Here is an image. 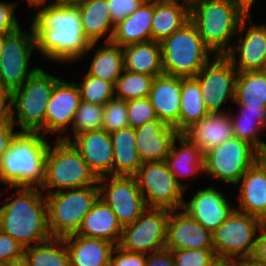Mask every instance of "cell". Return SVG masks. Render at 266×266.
I'll return each instance as SVG.
<instances>
[{
	"instance_id": "6da1fadb",
	"label": "cell",
	"mask_w": 266,
	"mask_h": 266,
	"mask_svg": "<svg viewBox=\"0 0 266 266\" xmlns=\"http://www.w3.org/2000/svg\"><path fill=\"white\" fill-rule=\"evenodd\" d=\"M40 2L43 6L32 19L36 49L41 56L57 62H73L83 58L97 43L84 35L81 16L76 4Z\"/></svg>"
},
{
	"instance_id": "7a4b0ae2",
	"label": "cell",
	"mask_w": 266,
	"mask_h": 266,
	"mask_svg": "<svg viewBox=\"0 0 266 266\" xmlns=\"http://www.w3.org/2000/svg\"><path fill=\"white\" fill-rule=\"evenodd\" d=\"M250 10L238 0H197L190 5V21L214 55H227L231 38L243 32Z\"/></svg>"
},
{
	"instance_id": "3957f363",
	"label": "cell",
	"mask_w": 266,
	"mask_h": 266,
	"mask_svg": "<svg viewBox=\"0 0 266 266\" xmlns=\"http://www.w3.org/2000/svg\"><path fill=\"white\" fill-rule=\"evenodd\" d=\"M17 189L0 206V231L26 249L32 246V242L36 245L51 238L47 226V205L39 187Z\"/></svg>"
},
{
	"instance_id": "277c9868",
	"label": "cell",
	"mask_w": 266,
	"mask_h": 266,
	"mask_svg": "<svg viewBox=\"0 0 266 266\" xmlns=\"http://www.w3.org/2000/svg\"><path fill=\"white\" fill-rule=\"evenodd\" d=\"M48 146L40 132H18L0 159V182L11 188L40 187Z\"/></svg>"
},
{
	"instance_id": "5b68a950",
	"label": "cell",
	"mask_w": 266,
	"mask_h": 266,
	"mask_svg": "<svg viewBox=\"0 0 266 266\" xmlns=\"http://www.w3.org/2000/svg\"><path fill=\"white\" fill-rule=\"evenodd\" d=\"M60 79L39 67L19 88L11 92V122L19 125V132H40L45 136L46 107Z\"/></svg>"
},
{
	"instance_id": "8992f818",
	"label": "cell",
	"mask_w": 266,
	"mask_h": 266,
	"mask_svg": "<svg viewBox=\"0 0 266 266\" xmlns=\"http://www.w3.org/2000/svg\"><path fill=\"white\" fill-rule=\"evenodd\" d=\"M51 146L49 143L44 179L39 187L42 192L50 194L98 184V178L71 142L56 139L54 147Z\"/></svg>"
},
{
	"instance_id": "52a82bcc",
	"label": "cell",
	"mask_w": 266,
	"mask_h": 266,
	"mask_svg": "<svg viewBox=\"0 0 266 266\" xmlns=\"http://www.w3.org/2000/svg\"><path fill=\"white\" fill-rule=\"evenodd\" d=\"M160 45L166 75L194 77L215 56L191 21L163 39Z\"/></svg>"
},
{
	"instance_id": "ba28073f",
	"label": "cell",
	"mask_w": 266,
	"mask_h": 266,
	"mask_svg": "<svg viewBox=\"0 0 266 266\" xmlns=\"http://www.w3.org/2000/svg\"><path fill=\"white\" fill-rule=\"evenodd\" d=\"M98 197V184L46 194L47 226L50 236L63 238L76 234L83 218Z\"/></svg>"
},
{
	"instance_id": "9c48e42d",
	"label": "cell",
	"mask_w": 266,
	"mask_h": 266,
	"mask_svg": "<svg viewBox=\"0 0 266 266\" xmlns=\"http://www.w3.org/2000/svg\"><path fill=\"white\" fill-rule=\"evenodd\" d=\"M262 223L260 218L235 209L212 233L216 257L250 261L255 251L257 232Z\"/></svg>"
},
{
	"instance_id": "30bf717a",
	"label": "cell",
	"mask_w": 266,
	"mask_h": 266,
	"mask_svg": "<svg viewBox=\"0 0 266 266\" xmlns=\"http://www.w3.org/2000/svg\"><path fill=\"white\" fill-rule=\"evenodd\" d=\"M134 177L146 207L182 209L185 189L177 182L165 161L142 163Z\"/></svg>"
},
{
	"instance_id": "8fae6325",
	"label": "cell",
	"mask_w": 266,
	"mask_h": 266,
	"mask_svg": "<svg viewBox=\"0 0 266 266\" xmlns=\"http://www.w3.org/2000/svg\"><path fill=\"white\" fill-rule=\"evenodd\" d=\"M257 149L250 143L232 137L204 154V171L211 178L236 185L255 163Z\"/></svg>"
},
{
	"instance_id": "7c38bea8",
	"label": "cell",
	"mask_w": 266,
	"mask_h": 266,
	"mask_svg": "<svg viewBox=\"0 0 266 266\" xmlns=\"http://www.w3.org/2000/svg\"><path fill=\"white\" fill-rule=\"evenodd\" d=\"M30 34L22 28L10 33L5 38L0 55V88L13 92L19 88L39 67L30 68V57L36 41L33 28Z\"/></svg>"
},
{
	"instance_id": "4fadbf2b",
	"label": "cell",
	"mask_w": 266,
	"mask_h": 266,
	"mask_svg": "<svg viewBox=\"0 0 266 266\" xmlns=\"http://www.w3.org/2000/svg\"><path fill=\"white\" fill-rule=\"evenodd\" d=\"M169 210L148 208L129 225L122 228L118 246L128 252L149 254L166 245Z\"/></svg>"
},
{
	"instance_id": "5bb4252c",
	"label": "cell",
	"mask_w": 266,
	"mask_h": 266,
	"mask_svg": "<svg viewBox=\"0 0 266 266\" xmlns=\"http://www.w3.org/2000/svg\"><path fill=\"white\" fill-rule=\"evenodd\" d=\"M238 71L225 55H215L195 76L209 113H224V102L235 97Z\"/></svg>"
},
{
	"instance_id": "9a60e30c",
	"label": "cell",
	"mask_w": 266,
	"mask_h": 266,
	"mask_svg": "<svg viewBox=\"0 0 266 266\" xmlns=\"http://www.w3.org/2000/svg\"><path fill=\"white\" fill-rule=\"evenodd\" d=\"M98 186L99 197L110 206L122 228L132 224L146 209L134 176L100 177Z\"/></svg>"
},
{
	"instance_id": "2e32d148",
	"label": "cell",
	"mask_w": 266,
	"mask_h": 266,
	"mask_svg": "<svg viewBox=\"0 0 266 266\" xmlns=\"http://www.w3.org/2000/svg\"><path fill=\"white\" fill-rule=\"evenodd\" d=\"M81 102L80 91L74 82H66L60 79L53 88L45 113L46 133L60 132L56 139L70 142L71 137L67 126H72L75 113Z\"/></svg>"
},
{
	"instance_id": "e0dca14e",
	"label": "cell",
	"mask_w": 266,
	"mask_h": 266,
	"mask_svg": "<svg viewBox=\"0 0 266 266\" xmlns=\"http://www.w3.org/2000/svg\"><path fill=\"white\" fill-rule=\"evenodd\" d=\"M216 187L198 189L182 209L206 230L213 233L236 209Z\"/></svg>"
},
{
	"instance_id": "ac0fdd59",
	"label": "cell",
	"mask_w": 266,
	"mask_h": 266,
	"mask_svg": "<svg viewBox=\"0 0 266 266\" xmlns=\"http://www.w3.org/2000/svg\"><path fill=\"white\" fill-rule=\"evenodd\" d=\"M177 211L169 210L165 247L170 250L214 249L212 233L183 209Z\"/></svg>"
},
{
	"instance_id": "d6986e66",
	"label": "cell",
	"mask_w": 266,
	"mask_h": 266,
	"mask_svg": "<svg viewBox=\"0 0 266 266\" xmlns=\"http://www.w3.org/2000/svg\"><path fill=\"white\" fill-rule=\"evenodd\" d=\"M73 140L70 142L97 178L113 176V146L110 133L103 129L87 131L75 136Z\"/></svg>"
},
{
	"instance_id": "ffe728a7",
	"label": "cell",
	"mask_w": 266,
	"mask_h": 266,
	"mask_svg": "<svg viewBox=\"0 0 266 266\" xmlns=\"http://www.w3.org/2000/svg\"><path fill=\"white\" fill-rule=\"evenodd\" d=\"M177 130L160 119H154L135 128L136 149L142 163L165 161Z\"/></svg>"
},
{
	"instance_id": "44dd1931",
	"label": "cell",
	"mask_w": 266,
	"mask_h": 266,
	"mask_svg": "<svg viewBox=\"0 0 266 266\" xmlns=\"http://www.w3.org/2000/svg\"><path fill=\"white\" fill-rule=\"evenodd\" d=\"M249 26L244 36L238 34V42L235 40L231 50L225 55L238 72L261 71L266 56V25Z\"/></svg>"
},
{
	"instance_id": "7402d4cb",
	"label": "cell",
	"mask_w": 266,
	"mask_h": 266,
	"mask_svg": "<svg viewBox=\"0 0 266 266\" xmlns=\"http://www.w3.org/2000/svg\"><path fill=\"white\" fill-rule=\"evenodd\" d=\"M149 99L158 119L178 132L181 77L166 74L156 76L152 82Z\"/></svg>"
},
{
	"instance_id": "603a6c76",
	"label": "cell",
	"mask_w": 266,
	"mask_h": 266,
	"mask_svg": "<svg viewBox=\"0 0 266 266\" xmlns=\"http://www.w3.org/2000/svg\"><path fill=\"white\" fill-rule=\"evenodd\" d=\"M184 134L205 154L234 137L231 116L227 112L209 113Z\"/></svg>"
},
{
	"instance_id": "cb8c5ba5",
	"label": "cell",
	"mask_w": 266,
	"mask_h": 266,
	"mask_svg": "<svg viewBox=\"0 0 266 266\" xmlns=\"http://www.w3.org/2000/svg\"><path fill=\"white\" fill-rule=\"evenodd\" d=\"M70 266H109L115 245L107 240L71 234L63 237Z\"/></svg>"
},
{
	"instance_id": "d4e9b609",
	"label": "cell",
	"mask_w": 266,
	"mask_h": 266,
	"mask_svg": "<svg viewBox=\"0 0 266 266\" xmlns=\"http://www.w3.org/2000/svg\"><path fill=\"white\" fill-rule=\"evenodd\" d=\"M76 234L104 239L118 246L122 226L110 206L101 197H98L91 210L83 218L81 227Z\"/></svg>"
},
{
	"instance_id": "484cf974",
	"label": "cell",
	"mask_w": 266,
	"mask_h": 266,
	"mask_svg": "<svg viewBox=\"0 0 266 266\" xmlns=\"http://www.w3.org/2000/svg\"><path fill=\"white\" fill-rule=\"evenodd\" d=\"M154 2L144 1L131 15L115 25L111 42L121 47L152 40Z\"/></svg>"
},
{
	"instance_id": "4316f807",
	"label": "cell",
	"mask_w": 266,
	"mask_h": 266,
	"mask_svg": "<svg viewBox=\"0 0 266 266\" xmlns=\"http://www.w3.org/2000/svg\"><path fill=\"white\" fill-rule=\"evenodd\" d=\"M237 185L239 189V209L248 215L266 221V177L254 164L240 178Z\"/></svg>"
},
{
	"instance_id": "83f0119b",
	"label": "cell",
	"mask_w": 266,
	"mask_h": 266,
	"mask_svg": "<svg viewBox=\"0 0 266 266\" xmlns=\"http://www.w3.org/2000/svg\"><path fill=\"white\" fill-rule=\"evenodd\" d=\"M176 141L180 147L176 148ZM165 162L177 182L184 188L179 178L192 176L204 171V154L199 146L194 144L185 134H179L171 145L169 155Z\"/></svg>"
},
{
	"instance_id": "f1b7e54d",
	"label": "cell",
	"mask_w": 266,
	"mask_h": 266,
	"mask_svg": "<svg viewBox=\"0 0 266 266\" xmlns=\"http://www.w3.org/2000/svg\"><path fill=\"white\" fill-rule=\"evenodd\" d=\"M81 16L84 35L90 43H98L106 36L105 42H111L114 28L107 0H81L75 3Z\"/></svg>"
},
{
	"instance_id": "f546056e",
	"label": "cell",
	"mask_w": 266,
	"mask_h": 266,
	"mask_svg": "<svg viewBox=\"0 0 266 266\" xmlns=\"http://www.w3.org/2000/svg\"><path fill=\"white\" fill-rule=\"evenodd\" d=\"M178 0L154 2L152 40L161 42L190 21V5Z\"/></svg>"
},
{
	"instance_id": "4dcf8cb0",
	"label": "cell",
	"mask_w": 266,
	"mask_h": 266,
	"mask_svg": "<svg viewBox=\"0 0 266 266\" xmlns=\"http://www.w3.org/2000/svg\"><path fill=\"white\" fill-rule=\"evenodd\" d=\"M113 146V176H134L142 165L136 149L135 128L110 133Z\"/></svg>"
},
{
	"instance_id": "1f68e13d",
	"label": "cell",
	"mask_w": 266,
	"mask_h": 266,
	"mask_svg": "<svg viewBox=\"0 0 266 266\" xmlns=\"http://www.w3.org/2000/svg\"><path fill=\"white\" fill-rule=\"evenodd\" d=\"M124 70L149 76L163 74L161 45L157 41H147L122 47Z\"/></svg>"
},
{
	"instance_id": "d6a6232c",
	"label": "cell",
	"mask_w": 266,
	"mask_h": 266,
	"mask_svg": "<svg viewBox=\"0 0 266 266\" xmlns=\"http://www.w3.org/2000/svg\"><path fill=\"white\" fill-rule=\"evenodd\" d=\"M207 114H209V111L203 100L201 87L198 81L194 77H181L178 133L184 134Z\"/></svg>"
},
{
	"instance_id": "836d02e7",
	"label": "cell",
	"mask_w": 266,
	"mask_h": 266,
	"mask_svg": "<svg viewBox=\"0 0 266 266\" xmlns=\"http://www.w3.org/2000/svg\"><path fill=\"white\" fill-rule=\"evenodd\" d=\"M238 106L240 114L230 113L234 137L250 143L258 151L266 149V142L258 136L260 130L266 128V107Z\"/></svg>"
},
{
	"instance_id": "e575fe53",
	"label": "cell",
	"mask_w": 266,
	"mask_h": 266,
	"mask_svg": "<svg viewBox=\"0 0 266 266\" xmlns=\"http://www.w3.org/2000/svg\"><path fill=\"white\" fill-rule=\"evenodd\" d=\"M124 71V53L121 46L105 42L99 46L89 66L88 74L115 85Z\"/></svg>"
},
{
	"instance_id": "d590c367",
	"label": "cell",
	"mask_w": 266,
	"mask_h": 266,
	"mask_svg": "<svg viewBox=\"0 0 266 266\" xmlns=\"http://www.w3.org/2000/svg\"><path fill=\"white\" fill-rule=\"evenodd\" d=\"M234 103L248 107H266V73L238 72Z\"/></svg>"
},
{
	"instance_id": "8d00e7d4",
	"label": "cell",
	"mask_w": 266,
	"mask_h": 266,
	"mask_svg": "<svg viewBox=\"0 0 266 266\" xmlns=\"http://www.w3.org/2000/svg\"><path fill=\"white\" fill-rule=\"evenodd\" d=\"M30 266H70L69 253L63 238L47 241L24 249L23 255Z\"/></svg>"
},
{
	"instance_id": "74e56055",
	"label": "cell",
	"mask_w": 266,
	"mask_h": 266,
	"mask_svg": "<svg viewBox=\"0 0 266 266\" xmlns=\"http://www.w3.org/2000/svg\"><path fill=\"white\" fill-rule=\"evenodd\" d=\"M155 77L124 70L114 85L115 97L130 101L149 97Z\"/></svg>"
},
{
	"instance_id": "f35d334b",
	"label": "cell",
	"mask_w": 266,
	"mask_h": 266,
	"mask_svg": "<svg viewBox=\"0 0 266 266\" xmlns=\"http://www.w3.org/2000/svg\"><path fill=\"white\" fill-rule=\"evenodd\" d=\"M82 79V82L76 83L82 101L104 106L115 97L114 84L98 77H93L88 73H85Z\"/></svg>"
},
{
	"instance_id": "ab89813d",
	"label": "cell",
	"mask_w": 266,
	"mask_h": 266,
	"mask_svg": "<svg viewBox=\"0 0 266 266\" xmlns=\"http://www.w3.org/2000/svg\"><path fill=\"white\" fill-rule=\"evenodd\" d=\"M103 124V105L87 103L81 100L75 113L71 131L75 137L87 131L101 130Z\"/></svg>"
},
{
	"instance_id": "60d3db41",
	"label": "cell",
	"mask_w": 266,
	"mask_h": 266,
	"mask_svg": "<svg viewBox=\"0 0 266 266\" xmlns=\"http://www.w3.org/2000/svg\"><path fill=\"white\" fill-rule=\"evenodd\" d=\"M128 126L127 101L113 97L103 106L102 129L112 133Z\"/></svg>"
},
{
	"instance_id": "b9f144b4",
	"label": "cell",
	"mask_w": 266,
	"mask_h": 266,
	"mask_svg": "<svg viewBox=\"0 0 266 266\" xmlns=\"http://www.w3.org/2000/svg\"><path fill=\"white\" fill-rule=\"evenodd\" d=\"M176 266H212L216 255L214 249L171 250Z\"/></svg>"
},
{
	"instance_id": "7bdbcfd3",
	"label": "cell",
	"mask_w": 266,
	"mask_h": 266,
	"mask_svg": "<svg viewBox=\"0 0 266 266\" xmlns=\"http://www.w3.org/2000/svg\"><path fill=\"white\" fill-rule=\"evenodd\" d=\"M127 117L129 126L137 128L144 123L158 119L149 97L127 101Z\"/></svg>"
},
{
	"instance_id": "ee69618b",
	"label": "cell",
	"mask_w": 266,
	"mask_h": 266,
	"mask_svg": "<svg viewBox=\"0 0 266 266\" xmlns=\"http://www.w3.org/2000/svg\"><path fill=\"white\" fill-rule=\"evenodd\" d=\"M143 2L144 0H107L113 25L135 12Z\"/></svg>"
},
{
	"instance_id": "f6af8a7d",
	"label": "cell",
	"mask_w": 266,
	"mask_h": 266,
	"mask_svg": "<svg viewBox=\"0 0 266 266\" xmlns=\"http://www.w3.org/2000/svg\"><path fill=\"white\" fill-rule=\"evenodd\" d=\"M24 255V248L11 236L0 231V266L20 259Z\"/></svg>"
},
{
	"instance_id": "bcb514c9",
	"label": "cell",
	"mask_w": 266,
	"mask_h": 266,
	"mask_svg": "<svg viewBox=\"0 0 266 266\" xmlns=\"http://www.w3.org/2000/svg\"><path fill=\"white\" fill-rule=\"evenodd\" d=\"M146 254L132 253L115 246L109 260V266H145Z\"/></svg>"
},
{
	"instance_id": "7dc6e473",
	"label": "cell",
	"mask_w": 266,
	"mask_h": 266,
	"mask_svg": "<svg viewBox=\"0 0 266 266\" xmlns=\"http://www.w3.org/2000/svg\"><path fill=\"white\" fill-rule=\"evenodd\" d=\"M16 2L0 1V34L13 33L21 28L15 15Z\"/></svg>"
},
{
	"instance_id": "c3c4849f",
	"label": "cell",
	"mask_w": 266,
	"mask_h": 266,
	"mask_svg": "<svg viewBox=\"0 0 266 266\" xmlns=\"http://www.w3.org/2000/svg\"><path fill=\"white\" fill-rule=\"evenodd\" d=\"M257 234L254 254L250 260L253 266H266V221H264Z\"/></svg>"
},
{
	"instance_id": "681fc988",
	"label": "cell",
	"mask_w": 266,
	"mask_h": 266,
	"mask_svg": "<svg viewBox=\"0 0 266 266\" xmlns=\"http://www.w3.org/2000/svg\"><path fill=\"white\" fill-rule=\"evenodd\" d=\"M145 266H174V259L170 249L164 247L146 255Z\"/></svg>"
},
{
	"instance_id": "f907efd6",
	"label": "cell",
	"mask_w": 266,
	"mask_h": 266,
	"mask_svg": "<svg viewBox=\"0 0 266 266\" xmlns=\"http://www.w3.org/2000/svg\"><path fill=\"white\" fill-rule=\"evenodd\" d=\"M15 125L10 121L0 125V159L2 155L8 150L12 139L19 131H14Z\"/></svg>"
},
{
	"instance_id": "816d5d0a",
	"label": "cell",
	"mask_w": 266,
	"mask_h": 266,
	"mask_svg": "<svg viewBox=\"0 0 266 266\" xmlns=\"http://www.w3.org/2000/svg\"><path fill=\"white\" fill-rule=\"evenodd\" d=\"M11 93L0 88V125L11 121Z\"/></svg>"
},
{
	"instance_id": "f5cc1de1",
	"label": "cell",
	"mask_w": 266,
	"mask_h": 266,
	"mask_svg": "<svg viewBox=\"0 0 266 266\" xmlns=\"http://www.w3.org/2000/svg\"><path fill=\"white\" fill-rule=\"evenodd\" d=\"M250 261L241 258L216 257L212 266H249Z\"/></svg>"
},
{
	"instance_id": "db71d44e",
	"label": "cell",
	"mask_w": 266,
	"mask_h": 266,
	"mask_svg": "<svg viewBox=\"0 0 266 266\" xmlns=\"http://www.w3.org/2000/svg\"><path fill=\"white\" fill-rule=\"evenodd\" d=\"M266 177V149L257 151L254 163Z\"/></svg>"
},
{
	"instance_id": "11a10c76",
	"label": "cell",
	"mask_w": 266,
	"mask_h": 266,
	"mask_svg": "<svg viewBox=\"0 0 266 266\" xmlns=\"http://www.w3.org/2000/svg\"><path fill=\"white\" fill-rule=\"evenodd\" d=\"M2 266H30V264L28 263L26 258L23 256L20 259L12 260L11 262L6 263Z\"/></svg>"
},
{
	"instance_id": "9f6ffc18",
	"label": "cell",
	"mask_w": 266,
	"mask_h": 266,
	"mask_svg": "<svg viewBox=\"0 0 266 266\" xmlns=\"http://www.w3.org/2000/svg\"><path fill=\"white\" fill-rule=\"evenodd\" d=\"M10 33H1L0 34V55L2 53V50L4 48L5 44V38L9 35Z\"/></svg>"
},
{
	"instance_id": "6f0895ef",
	"label": "cell",
	"mask_w": 266,
	"mask_h": 266,
	"mask_svg": "<svg viewBox=\"0 0 266 266\" xmlns=\"http://www.w3.org/2000/svg\"><path fill=\"white\" fill-rule=\"evenodd\" d=\"M243 3L249 10L251 9L252 5L256 0H238Z\"/></svg>"
},
{
	"instance_id": "680465c9",
	"label": "cell",
	"mask_w": 266,
	"mask_h": 266,
	"mask_svg": "<svg viewBox=\"0 0 266 266\" xmlns=\"http://www.w3.org/2000/svg\"><path fill=\"white\" fill-rule=\"evenodd\" d=\"M81 0H55L56 3H70V4H75Z\"/></svg>"
},
{
	"instance_id": "91938a15",
	"label": "cell",
	"mask_w": 266,
	"mask_h": 266,
	"mask_svg": "<svg viewBox=\"0 0 266 266\" xmlns=\"http://www.w3.org/2000/svg\"><path fill=\"white\" fill-rule=\"evenodd\" d=\"M29 5L33 6L34 4L40 3V2H47V0H27Z\"/></svg>"
},
{
	"instance_id": "94428289",
	"label": "cell",
	"mask_w": 266,
	"mask_h": 266,
	"mask_svg": "<svg viewBox=\"0 0 266 266\" xmlns=\"http://www.w3.org/2000/svg\"><path fill=\"white\" fill-rule=\"evenodd\" d=\"M181 1L191 5L192 3H194L197 0H181Z\"/></svg>"
},
{
	"instance_id": "6125c7cd",
	"label": "cell",
	"mask_w": 266,
	"mask_h": 266,
	"mask_svg": "<svg viewBox=\"0 0 266 266\" xmlns=\"http://www.w3.org/2000/svg\"><path fill=\"white\" fill-rule=\"evenodd\" d=\"M261 71L266 73V56H265V60H264V63H263V68H262Z\"/></svg>"
},
{
	"instance_id": "be15d7a7",
	"label": "cell",
	"mask_w": 266,
	"mask_h": 266,
	"mask_svg": "<svg viewBox=\"0 0 266 266\" xmlns=\"http://www.w3.org/2000/svg\"><path fill=\"white\" fill-rule=\"evenodd\" d=\"M144 1L155 2V1H165V0H144Z\"/></svg>"
}]
</instances>
